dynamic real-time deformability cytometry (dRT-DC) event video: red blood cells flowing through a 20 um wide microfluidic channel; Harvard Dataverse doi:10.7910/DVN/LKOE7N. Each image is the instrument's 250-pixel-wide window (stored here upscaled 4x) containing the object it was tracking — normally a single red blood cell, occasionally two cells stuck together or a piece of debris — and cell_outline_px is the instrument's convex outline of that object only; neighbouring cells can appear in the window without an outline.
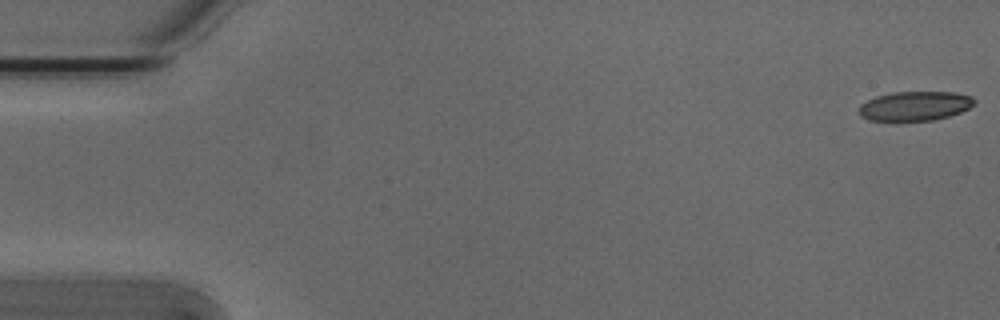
{"species": "Egyptian fruit bat (a non-hibernating species)", "species_latin": "Rousettus aegyptiacus", "temperature_condition": "cold", "stored_images_in_passage": 10, "camera_frame_rate_fps": 3000, "um_per_image_px": 0.085, "animal": {"sex": "male"}, "frame": {"image": 1, "passage_image": 1, "time_ms": 0.0, "image_size_px": [1000, 320], "cell_outline_px": [[976, 104], [960, 112], [948, 116], [932, 120], [896, 124], [868, 120], [860, 116], [860, 104], [876, 96], [892, 92], [956, 92], [972, 96], [976, 100]], "centroid_in_image_um": [77.73, 9.05], "position_along_channel_um": 7.3, "area_um2": 20.58}}